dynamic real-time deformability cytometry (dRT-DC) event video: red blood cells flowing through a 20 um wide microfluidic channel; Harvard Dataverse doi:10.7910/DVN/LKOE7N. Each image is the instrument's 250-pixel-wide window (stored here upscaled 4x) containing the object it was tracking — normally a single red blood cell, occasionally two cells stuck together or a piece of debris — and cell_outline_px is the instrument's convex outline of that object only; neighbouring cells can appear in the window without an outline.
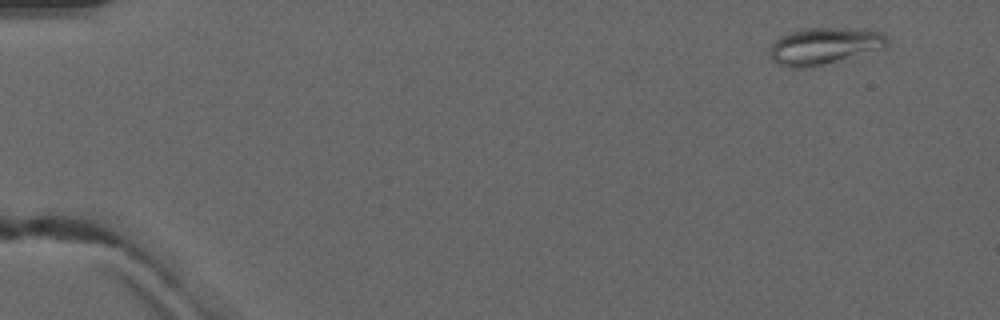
{"species": "common noctule bat (a hibernating species)", "species_latin": "Nyctalus noctula", "temperature_condition": "warm", "stored_images_in_passage": 6, "camera_frame_rate_fps": 3000, "um_per_image_px": 0.085, "animal": {"sex": "male", "forearm_length_mm": 52.5}, "frame": {"image": 1, "passage_image": 1, "time_ms": 0.0, "image_size_px": [1000, 320], "cell_outline_px": [[888, 48], [812, 68], [792, 68], [776, 64], [772, 60], [768, 52], [772, 44], [780, 36], [804, 28], [844, 28], [880, 32], [888, 36]], "centroid_in_image_um": [70.07, 3.94], "position_along_channel_um": 14.9, "area_um2": 25.61}}
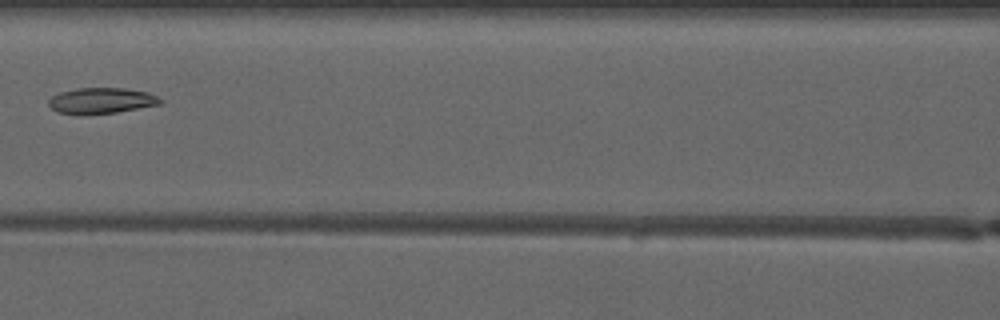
{"frame": {"image": 2, "passage_image": 6, "time_ms": 6.667, "image_size_px": [1000, 320], "cell_outline_px": [[164, 100], [160, 104], [116, 112], [56, 112], [48, 104], [48, 100], [52, 96], [60, 92], [76, 88], [124, 88], [148, 92]], "centroid_in_image_um": [8.64, 8.51], "position_along_channel_um": 158.0, "area_um2": 16.18}}